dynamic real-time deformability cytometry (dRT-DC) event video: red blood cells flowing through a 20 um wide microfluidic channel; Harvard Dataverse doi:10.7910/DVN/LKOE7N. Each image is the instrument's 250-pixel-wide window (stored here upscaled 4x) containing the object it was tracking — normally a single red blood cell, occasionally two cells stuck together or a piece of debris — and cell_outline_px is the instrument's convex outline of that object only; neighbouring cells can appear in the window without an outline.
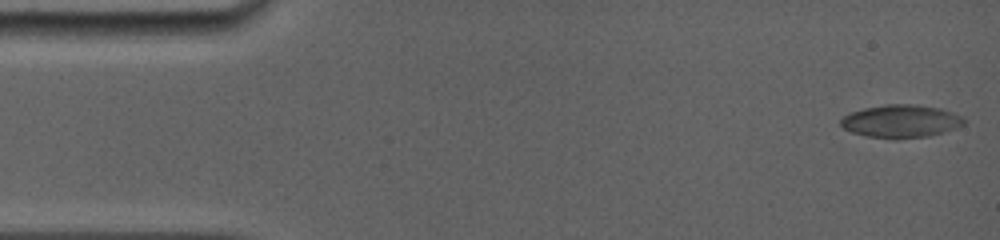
{"species": "common noctule bat (a hibernating species)", "species_latin": "Nyctalus noctula", "temperature_condition": "room temperature", "stored_images_in_passage": 65, "camera_frame_rate_fps": 5000, "um_per_image_px": 0.085, "animal": {"sex": "female", "body_mass_g": 19.0, "forearm_length_mm": 56.7}, "frame": {"image": 1, "passage_image": 1, "time_ms": 0.0, "image_size_px": [1000, 240], "cell_outline_px": [[964, 124], [944, 132], [928, 136], [896, 140], [868, 136], [852, 132], [844, 128], [840, 124], [840, 120], [848, 112], [864, 108], [884, 104], [912, 104], [940, 108], [964, 116]], "centroid_in_image_um": [76.56, 10.3], "position_along_channel_um": 8.4, "area_um2": 23.81}}
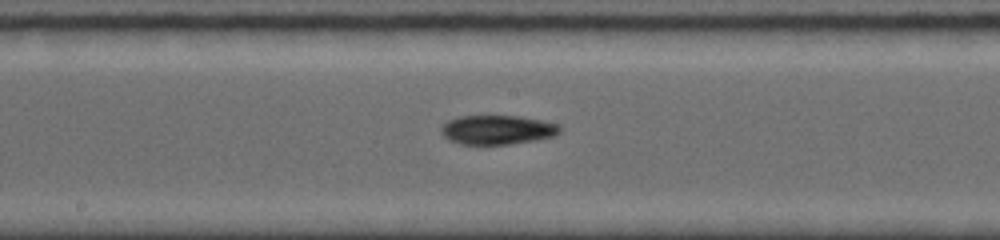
{"frame": {"image": 2, "passage_image": 39, "time_ms": 8.0, "image_size_px": [1000, 240], "cell_outline_px": [[560, 132], [556, 136], [536, 140], [508, 144], [460, 144], [448, 140], [440, 132], [440, 128], [448, 120], [456, 116], [520, 116], [560, 124]], "centroid_in_image_um": [42.27, 11.03], "position_along_channel_um": 205.9, "area_um2": 20.35}}
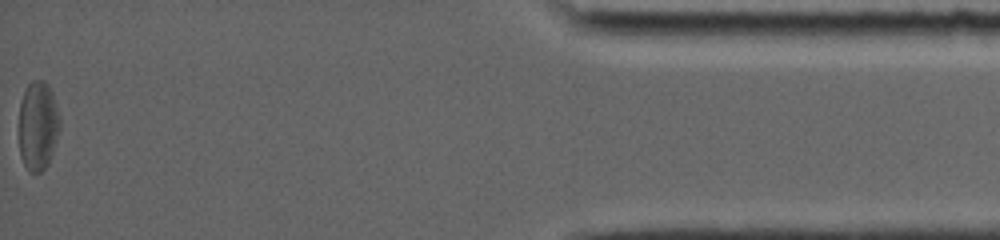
{"frame": {"image": 3, "passage_image": 65, "time_ms": 15.6, "image_size_px": [1000, 240], "cell_outline_px": [[60, 128], [48, 164], [40, 172], [28, 172], [20, 156], [20, 100], [24, 88], [32, 80], [44, 80], [48, 84], [52, 92], [60, 116]], "centroid_in_image_um": [3.23, 10.65], "position_along_channel_um": 432.0, "area_um2": 21.33}, "authors_computed_cell_mechanics": {"area_um2": 20.8658, "velocity_mm_per_s": 3.9175, "shape_relaxation_time_tau1_ms": 7.9516, "shape_relaxation_time_tau2_ms": 5.287, "deformation_change_tau1": 0.1342, "deformation_change_tau2": 0.1485}}